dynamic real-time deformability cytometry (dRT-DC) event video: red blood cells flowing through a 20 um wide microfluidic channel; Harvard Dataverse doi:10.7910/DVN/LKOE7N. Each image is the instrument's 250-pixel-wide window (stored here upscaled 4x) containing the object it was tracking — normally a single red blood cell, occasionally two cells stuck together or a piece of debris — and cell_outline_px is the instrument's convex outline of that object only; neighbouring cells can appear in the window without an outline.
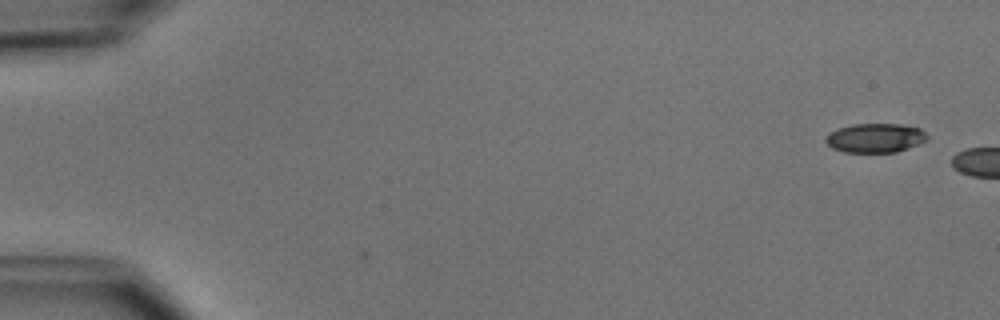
{"species": "common noctule bat (a hibernating species)", "species_latin": "Nyctalus noctula", "temperature_condition": "cold", "stored_images_in_passage": 5, "camera_frame_rate_fps": 3000, "um_per_image_px": 0.085, "animal": {"sex": "male", "body_mass_g": 15.6}, "frame": {"image": 1, "passage_image": 5, "time_ms": 5.0, "image_size_px": [1000, 320], "cell_outline_px": [[928, 140], [908, 148], [896, 152], [844, 152], [832, 148], [824, 140], [828, 132], [852, 124], [900, 124], [920, 128], [928, 136]], "centroid_in_image_um": [74.39, 11.72], "position_along_channel_um": 10.6, "area_um2": 17.28}}